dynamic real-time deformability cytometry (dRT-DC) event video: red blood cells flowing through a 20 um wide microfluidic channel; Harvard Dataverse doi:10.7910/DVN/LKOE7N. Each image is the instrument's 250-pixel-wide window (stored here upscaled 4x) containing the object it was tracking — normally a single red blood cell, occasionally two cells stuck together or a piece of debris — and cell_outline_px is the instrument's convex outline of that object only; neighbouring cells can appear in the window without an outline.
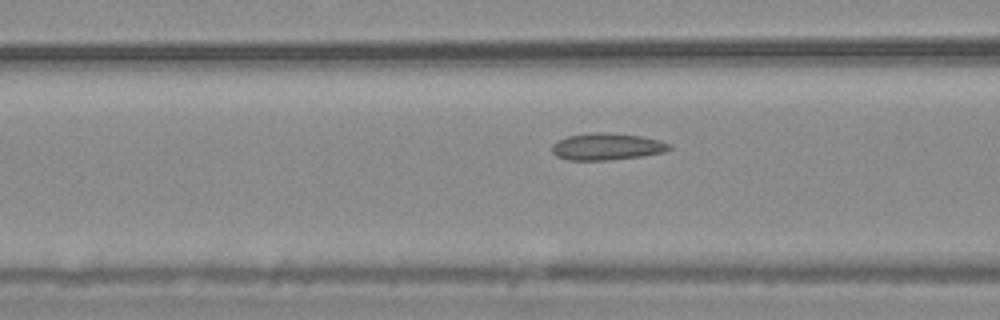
{"species": "common noctule bat (a hibernating species)", "species_latin": "Nyctalus noctula", "temperature_condition": "warm", "stored_images_in_passage": 52, "camera_frame_rate_fps": 3000, "um_per_image_px": 0.085, "animal": {"sex": "male", "body_mass_g": 20.4}, "frame": {"image": 1, "passage_image": 19, "time_ms": 6.0, "image_size_px": [1000, 320], "cell_outline_px": [[672, 148], [664, 152], [640, 156], [612, 160], [568, 160], [556, 156], [552, 152], [552, 144], [568, 136], [592, 132], [604, 132], [640, 136], [660, 140], [672, 144]], "centroid_in_image_um": [51.6, 12.46], "position_along_channel_um": 115.0, "area_um2": 18.38}}
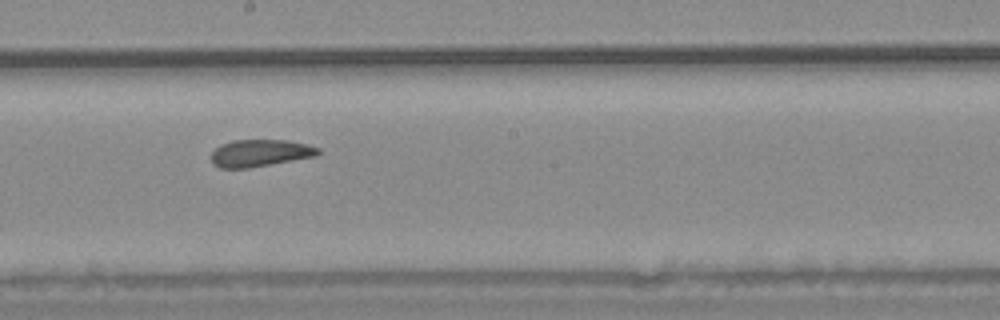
{"frame": {"image": 2, "passage_image": 28, "time_ms": 9.0, "image_size_px": [1000, 320], "cell_outline_px": [[320, 152], [316, 156], [248, 168], [220, 168], [212, 164], [212, 152], [220, 144], [232, 140], [288, 140], [308, 144], [320, 148]], "centroid_in_image_um": [22.11, 13.0], "position_along_channel_um": 226.1, "area_um2": 16.94}}
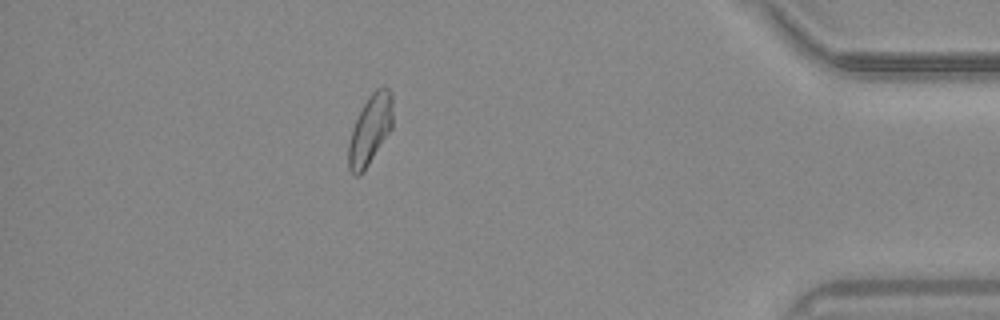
{"frame": {"image": 3, "passage_image": 46, "time_ms": 15.0, "image_size_px": [1000, 320], "cell_outline_px": [[392, 128], [364, 172], [360, 176], [352, 176], [348, 168], [348, 144], [352, 128], [368, 96], [376, 88], [384, 84], [392, 92]], "centroid_in_image_um": [31.46, 11.04], "position_along_channel_um": 403.7, "area_um2": 18.26}, "authors_computed_cell_mechanics": {"area_um2": 18.1203, "velocity_mm_per_s": 3.6996, "shape_relaxation_time_tau1_ms": null, "shape_relaxation_time_tau2_ms": 2.3932, "deformation_change_tau1": null, "deformation_change_tau2": 0.0836}}